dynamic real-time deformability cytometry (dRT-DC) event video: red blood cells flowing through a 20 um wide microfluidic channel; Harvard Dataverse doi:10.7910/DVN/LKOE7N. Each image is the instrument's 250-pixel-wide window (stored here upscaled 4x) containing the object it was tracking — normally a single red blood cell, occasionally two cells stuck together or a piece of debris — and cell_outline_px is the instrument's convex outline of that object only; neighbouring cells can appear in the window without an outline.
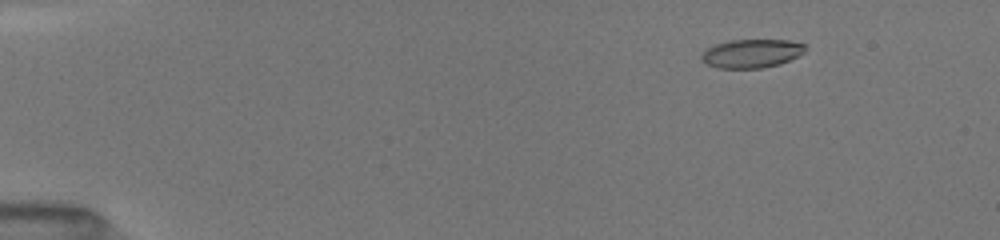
{"species": "common noctule bat (a hibernating species)", "species_latin": "Nyctalus noctula", "temperature_condition": "room temperature", "stored_images_in_passage": 13, "camera_frame_rate_fps": 3000, "um_per_image_px": 0.085, "animal": {"sex": "female", "body_mass_g": 19.5, "forearm_length_mm": 54.1}, "frame": {"image": 1, "passage_image": 3, "time_ms": 1.667, "image_size_px": [1000, 240], "cell_outline_px": [[808, 44], [804, 52], [780, 64], [760, 68], [716, 68], [700, 60], [700, 56], [704, 48], [728, 40], [788, 40]], "centroid_in_image_um": [63.85, 4.53], "position_along_channel_um": 21.2, "area_um2": 17.46}}
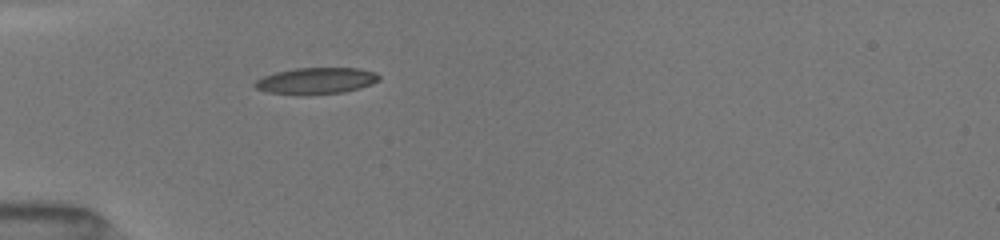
{"frame": {"image": 2, "passage_image": 9, "time_ms": 5.0, "image_size_px": [1000, 240], "cell_outline_px": [[380, 80], [372, 84], [360, 88], [344, 92], [308, 96], [300, 96], [268, 92], [256, 88], [252, 84], [256, 80], [264, 76], [276, 72], [296, 68], [356, 68], [376, 72], [380, 76]], "centroid_in_image_um": [26.87, 6.89], "position_along_channel_um": 58.1, "area_um2": 19.48}}
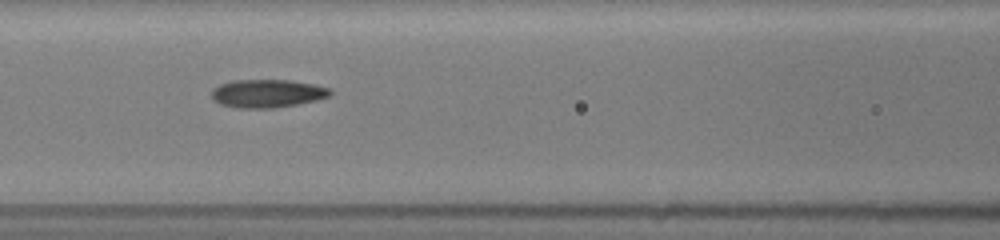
{"frame": {"image": 3, "passage_image": 12, "time_ms": 7.333, "image_size_px": [1000, 240], "cell_outline_px": [[332, 96], [316, 100], [296, 104], [272, 108], [236, 108], [220, 104], [212, 100], [212, 88], [220, 84], [232, 80], [288, 80], [316, 84], [328, 88], [332, 92]], "centroid_in_image_um": [22.71, 7.94], "position_along_channel_um": 143.9, "area_um2": 19.59}}